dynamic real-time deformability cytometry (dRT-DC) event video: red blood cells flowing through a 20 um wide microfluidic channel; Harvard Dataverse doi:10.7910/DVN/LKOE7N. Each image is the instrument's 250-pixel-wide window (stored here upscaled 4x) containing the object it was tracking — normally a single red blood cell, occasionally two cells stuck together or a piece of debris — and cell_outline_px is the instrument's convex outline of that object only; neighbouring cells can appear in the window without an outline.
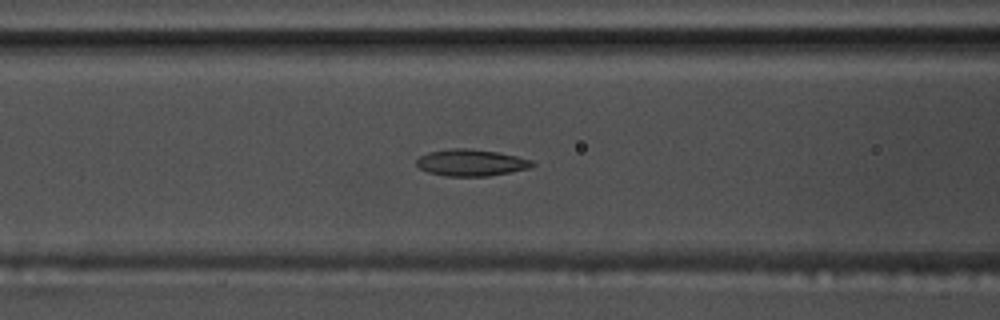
{"species": "common noctule bat (a hibernating species)", "species_latin": "Nyctalus noctula", "temperature_condition": "warm", "stored_images_in_passage": 51, "camera_frame_rate_fps": 3000, "um_per_image_px": 0.085, "animal": {"sex": "male", "body_mass_g": 17.5, "forearm_length_mm": 52.3}, "frame": {"image": 1, "passage_image": 18, "time_ms": 5.667, "image_size_px": [1000, 320], "cell_outline_px": [[536, 164], [528, 168], [488, 176], [444, 176], [428, 172], [420, 168], [416, 164], [416, 160], [420, 156], [428, 152], [452, 148], [464, 148], [496, 152], [516, 156], [532, 160]], "centroid_in_image_um": [40.01, 13.83], "position_along_channel_um": 126.6, "area_um2": 17.8}}
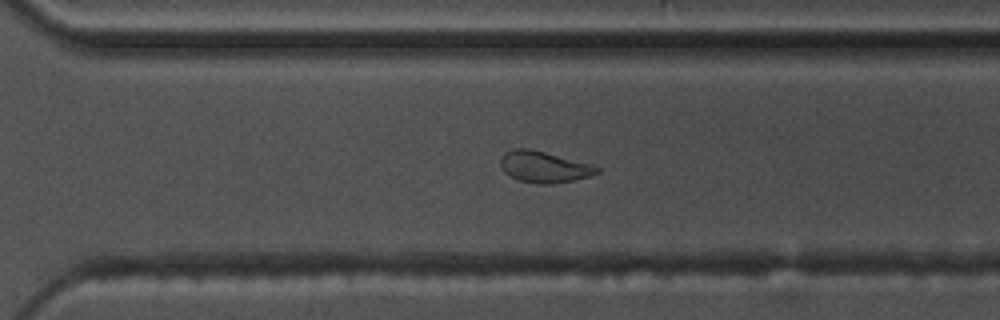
{"frame": {"image": 2, "passage_image": 34, "time_ms": 11.0, "image_size_px": [1000, 320], "cell_outline_px": [[600, 172], [592, 176], [552, 184], [536, 184], [516, 180], [504, 172], [500, 164], [500, 160], [504, 152], [512, 148], [532, 148], [592, 164], [600, 168]], "centroid_in_image_um": [46.23, 14.18], "position_along_channel_um": 324.4, "area_um2": 17.98}}
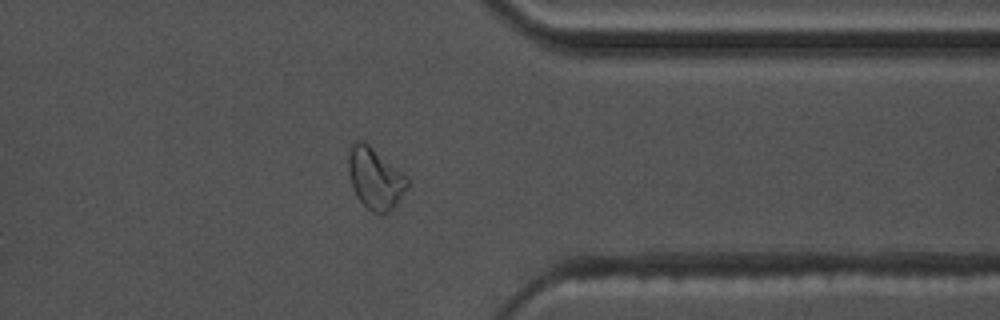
{"frame": {"image": 3, "passage_image": 39, "time_ms": 12.667, "image_size_px": [1000, 320], "cell_outline_px": [[408, 184], [396, 204], [388, 216], [380, 216], [364, 208], [356, 196], [352, 188], [348, 172], [348, 152], [352, 140], [364, 140], [408, 176]], "centroid_in_image_um": [31.85, 15.18], "position_along_channel_um": 379.5, "area_um2": 21.79}, "authors_computed_cell_mechanics": {"area_um2": 18.4382, "velocity_mm_per_s": 3.7182, "shape_relaxation_time_tau1_ms": 6.736, "shape_relaxation_time_tau2_ms": 3.0852, "deformation_change_tau1": 0.1922, "deformation_change_tau2": 0.0883}}